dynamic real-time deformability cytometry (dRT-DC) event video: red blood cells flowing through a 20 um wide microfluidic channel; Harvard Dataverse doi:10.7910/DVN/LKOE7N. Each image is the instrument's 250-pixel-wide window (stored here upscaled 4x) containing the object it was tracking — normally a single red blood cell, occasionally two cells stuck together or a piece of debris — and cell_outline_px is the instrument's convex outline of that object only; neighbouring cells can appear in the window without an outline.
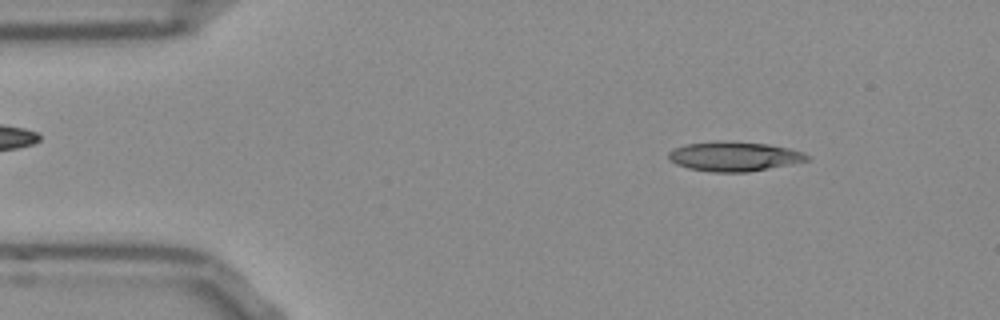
{"species": "Egyptian fruit bat (a non-hibernating species)", "species_latin": "Rousettus aegyptiacus", "temperature_condition": "room temperature", "stored_images_in_passage": 51, "camera_frame_rate_fps": 3000, "um_per_image_px": 0.085, "frame": {"image": 1, "passage_image": 6, "time_ms": 1.667, "image_size_px": [1000, 320], "cell_outline_px": [[812, 160], [748, 172], [712, 172], [688, 168], [676, 164], [668, 160], [668, 152], [672, 148], [684, 144], [716, 140], [732, 140], [768, 144], [788, 148], [804, 152]], "centroid_in_image_um": [62.37, 13.27], "position_along_channel_um": 22.6, "area_um2": 24.33}}
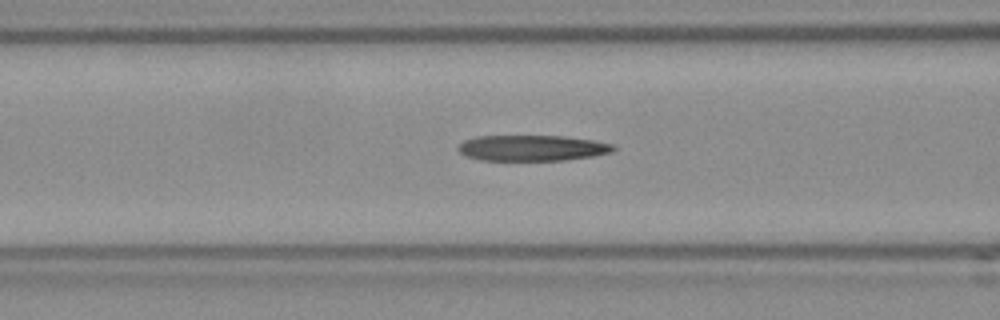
{"frame": {"image": 2, "passage_image": 19, "time_ms": 6.0, "image_size_px": [1000, 320], "cell_outline_px": [[616, 148], [612, 152], [592, 156], [564, 160], [480, 160], [464, 156], [456, 148], [464, 140], [476, 136], [564, 136], [592, 140], [616, 144]], "centroid_in_image_um": [45.22, 12.58], "position_along_channel_um": 121.4, "area_um2": 23.41}}
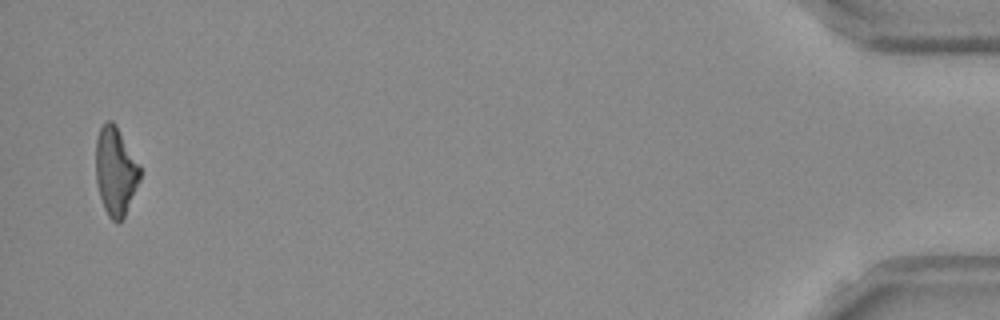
{"frame": {"image": 3, "passage_image": 50, "time_ms": 16.333, "image_size_px": [1000, 320], "cell_outline_px": [[140, 180], [124, 216], [116, 224], [108, 216], [104, 208], [100, 196], [96, 180], [96, 140], [100, 128], [104, 120], [112, 120], [116, 124], [140, 164]], "centroid_in_image_um": [9.82, 14.51], "position_along_channel_um": 425.4, "area_um2": 22.83}, "authors_computed_cell_mechanics": {"area_um2": 23.9292, "velocity_mm_per_s": 3.8417, "shape_relaxation_time_tau1_ms": 9.8265, "shape_relaxation_time_tau2_ms": 2.9392, "deformation_change_tau1": 0.2945, "deformation_change_tau2": 0.165}}